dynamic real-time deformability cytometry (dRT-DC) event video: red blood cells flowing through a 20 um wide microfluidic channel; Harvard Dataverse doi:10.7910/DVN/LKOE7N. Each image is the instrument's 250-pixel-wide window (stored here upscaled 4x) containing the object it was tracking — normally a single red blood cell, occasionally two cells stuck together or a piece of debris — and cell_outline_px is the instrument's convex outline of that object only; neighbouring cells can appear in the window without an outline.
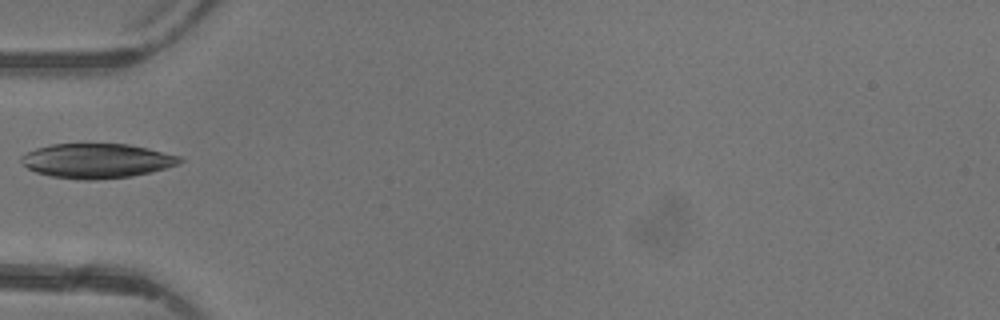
{"species": "common noctule bat (a hibernating species)", "species_latin": "Nyctalus noctula", "temperature_condition": "warm", "stored_images_in_passage": 2, "camera_frame_rate_fps": 3000, "um_per_image_px": 0.085, "animal": {"sex": "female"}, "frame": {"image": 1, "passage_image": 2, "time_ms": 1.333, "image_size_px": [1000, 320], "cell_outline_px": [[184, 160], [180, 164], [132, 176], [92, 180], [84, 180], [52, 176], [36, 172], [28, 168], [20, 160], [20, 156], [36, 148], [52, 144], [128, 144], [148, 148], [180, 156]], "centroid_in_image_um": [8.23, 13.66], "position_along_channel_um": 76.8, "area_um2": 31.73}}